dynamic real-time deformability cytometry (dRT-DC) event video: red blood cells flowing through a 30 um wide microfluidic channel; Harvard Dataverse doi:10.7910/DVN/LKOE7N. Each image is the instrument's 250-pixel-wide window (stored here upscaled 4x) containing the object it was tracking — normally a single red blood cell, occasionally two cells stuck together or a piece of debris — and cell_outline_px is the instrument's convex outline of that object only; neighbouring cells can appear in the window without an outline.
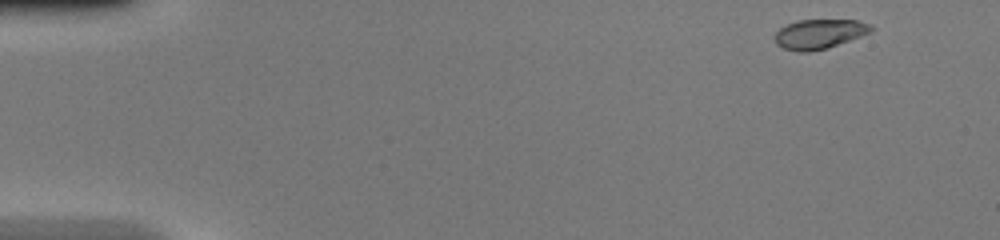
{"species": "common noctule bat (a hibernating species)", "species_latin": "Nyctalus noctula", "temperature_condition": "warm", "stored_images_in_passage": 46, "camera_frame_rate_fps": 3000, "um_per_image_px": 0.085, "animal": {"sex": "female", "body_mass_g": 20.0, "forearm_length_mm": 54.0}, "frame": {"image": 1, "passage_image": 1, "time_ms": 0.0, "image_size_px": [1000, 240], "cell_outline_px": [[876, 28], [872, 32], [828, 48], [808, 52], [796, 52], [784, 48], [776, 44], [776, 32], [780, 28], [796, 20], [856, 20], [872, 24]], "centroid_in_image_um": [69.69, 2.89], "position_along_channel_um": 15.3, "area_um2": 16.7}}
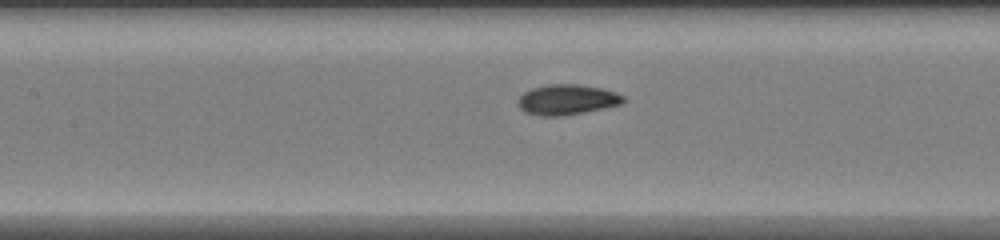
{"frame": {"image": 2, "passage_image": 20, "time_ms": 6.333, "image_size_px": [1000, 240], "cell_outline_px": [[628, 100], [624, 104], [564, 116], [540, 116], [524, 112], [516, 104], [516, 100], [524, 92], [532, 88], [548, 84], [576, 84], [604, 88], [616, 92], [624, 96]], "centroid_in_image_um": [48.22, 8.47], "position_along_channel_um": 159.2, "area_um2": 19.02}}
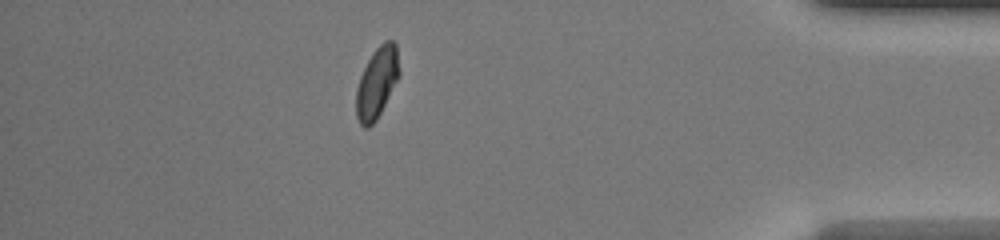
{"frame": {"image": 3, "passage_image": 40, "time_ms": 13.0, "image_size_px": [1000, 240], "cell_outline_px": [[400, 76], [376, 120], [368, 128], [364, 128], [360, 124], [356, 116], [356, 88], [360, 76], [372, 52], [384, 40], [392, 40], [396, 44], [400, 72]], "centroid_in_image_um": [32.04, 7.02], "position_along_channel_um": 403.2, "area_um2": 17.86}, "authors_computed_cell_mechanics": {"area_um2": 17.8602, "velocity_mm_per_s": 4.2591, "shape_relaxation_time_tau1_ms": 3.4262, "shape_relaxation_time_tau2_ms": 1.1994, "deformation_change_tau1": 0.1813, "deformation_change_tau2": 0.049}}